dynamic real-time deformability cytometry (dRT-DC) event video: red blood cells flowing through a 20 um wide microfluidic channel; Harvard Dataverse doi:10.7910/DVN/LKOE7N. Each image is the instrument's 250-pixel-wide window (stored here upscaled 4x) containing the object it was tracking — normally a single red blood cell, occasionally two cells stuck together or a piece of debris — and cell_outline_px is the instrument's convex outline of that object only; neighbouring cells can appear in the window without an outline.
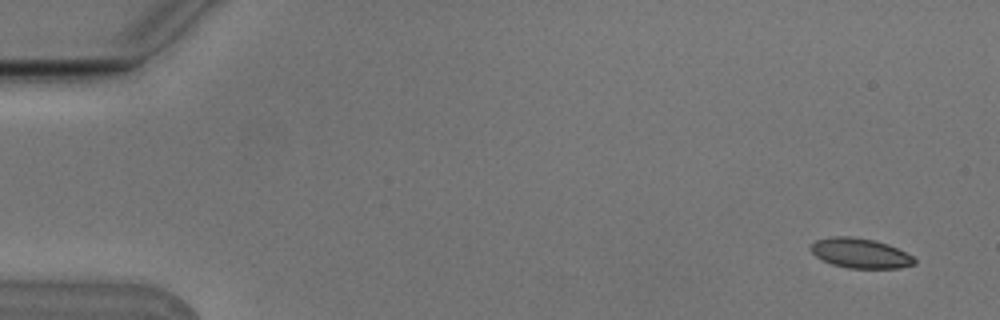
{"species": "Egyptian fruit bat (a non-hibernating species)", "species_latin": "Rousettus aegyptiacus", "temperature_condition": "cold", "stored_images_in_passage": 5, "camera_frame_rate_fps": 3000, "um_per_image_px": 0.085, "animal": {"sex": "male"}, "frame": {"image": 1, "passage_image": 1, "time_ms": 0.0, "image_size_px": [1000, 320], "cell_outline_px": [[916, 264], [900, 268], [848, 268], [832, 264], [816, 256], [808, 248], [816, 240], [832, 236], [852, 236], [872, 240], [888, 244], [912, 256], [916, 260]], "centroid_in_image_um": [73.11, 21.52], "position_along_channel_um": 11.9, "area_um2": 17.92}}